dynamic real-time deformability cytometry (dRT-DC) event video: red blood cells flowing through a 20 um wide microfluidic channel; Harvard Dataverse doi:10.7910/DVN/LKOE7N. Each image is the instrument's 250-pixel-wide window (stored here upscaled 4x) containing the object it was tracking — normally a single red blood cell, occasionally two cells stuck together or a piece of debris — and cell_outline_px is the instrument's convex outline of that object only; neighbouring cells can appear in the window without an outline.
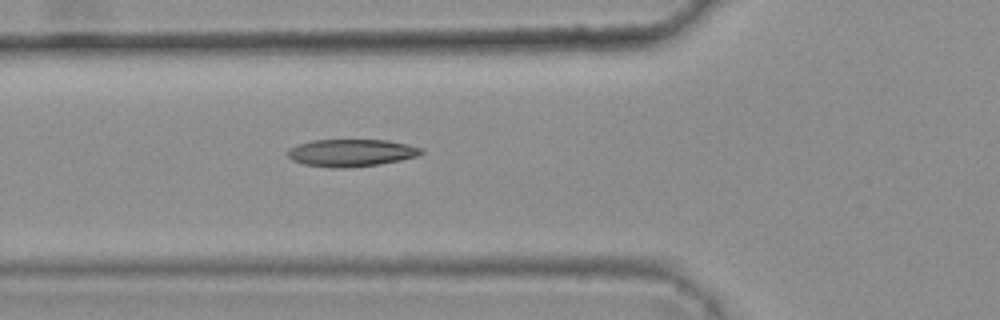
{"species": "common noctule bat (a hibernating species)", "species_latin": "Nyctalus noctula", "temperature_condition": "warm", "stored_images_in_passage": 5, "camera_frame_rate_fps": 3000, "um_per_image_px": 0.085, "animal": {"sex": "female", "body_mass_g": 25.1}, "frame": {"image": 1, "passage_image": 5, "time_ms": 1.333, "image_size_px": [1000, 320], "cell_outline_px": [[424, 152], [416, 156], [400, 160], [380, 164], [348, 168], [332, 168], [304, 164], [292, 160], [288, 156], [288, 148], [296, 144], [312, 140], [388, 140], [408, 144], [424, 148]], "centroid_in_image_um": [29.85, 12.98], "position_along_channel_um": 95.9, "area_um2": 21.44}}